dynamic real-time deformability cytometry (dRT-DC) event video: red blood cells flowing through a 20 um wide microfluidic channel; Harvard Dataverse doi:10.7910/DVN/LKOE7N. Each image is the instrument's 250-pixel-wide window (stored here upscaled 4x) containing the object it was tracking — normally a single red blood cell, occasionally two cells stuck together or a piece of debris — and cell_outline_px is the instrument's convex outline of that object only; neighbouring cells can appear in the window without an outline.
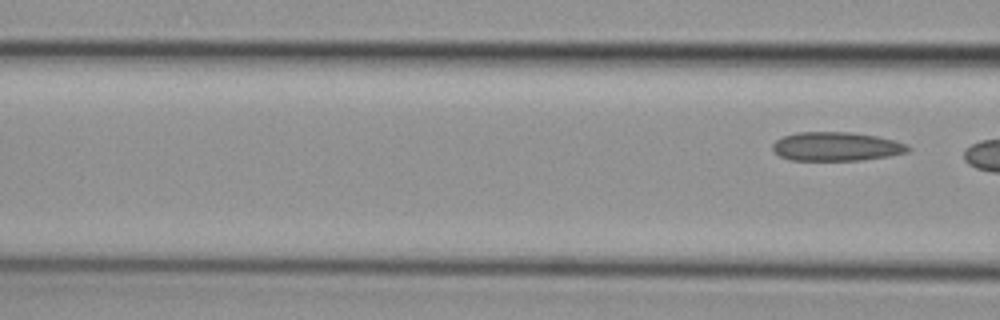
{"species": "common noctule bat (a hibernating species)", "species_latin": "Nyctalus noctula", "temperature_condition": "cold", "stored_images_in_passage": 6, "segment_of_instrument_passage": [2, 2], "camera_frame_rate_fps": 3000, "um_per_image_px": 0.085, "animal": {"sex": "female", "body_mass_g": 29.2, "forearm_length_mm": 56.3}, "frame": {"image": 1, "passage_image": 6, "time_ms": 1.667, "image_size_px": [1000, 320], "cell_outline_px": [[912, 148], [908, 152], [888, 156], [860, 160], [788, 160], [780, 156], [772, 148], [772, 144], [776, 140], [784, 136], [796, 132], [848, 132], [876, 136], [896, 140], [908, 144]], "centroid_in_image_um": [71.11, 12.45], "position_along_channel_um": 95.5, "area_um2": 22.83}}